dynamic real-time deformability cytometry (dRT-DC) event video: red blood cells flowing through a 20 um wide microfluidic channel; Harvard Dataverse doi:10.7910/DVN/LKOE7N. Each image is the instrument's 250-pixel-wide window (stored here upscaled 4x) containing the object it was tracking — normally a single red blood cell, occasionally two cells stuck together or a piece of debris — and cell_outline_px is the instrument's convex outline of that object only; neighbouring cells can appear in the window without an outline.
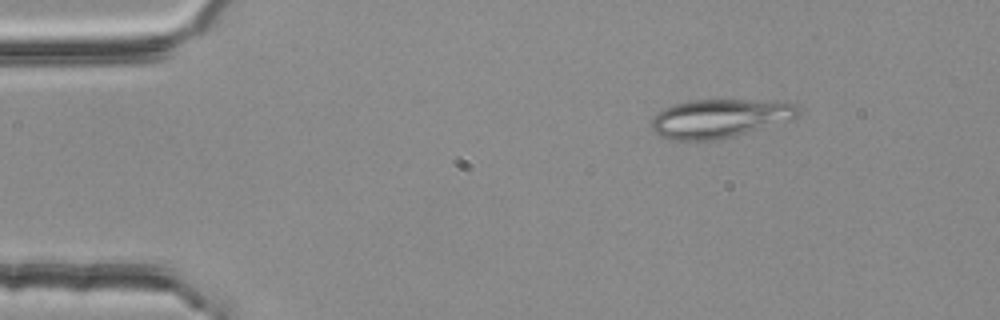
{"species": "common noctule bat (a hibernating species)", "species_latin": "Nyctalus noctula", "temperature_condition": "room temperature", "stored_images_in_passage": 3, "camera_frame_rate_fps": 3000, "um_per_image_px": 0.085, "animal": {"sex": "female", "body_mass_g": 25.1}, "frame": {"image": 1, "passage_image": 1, "time_ms": 0.0, "image_size_px": [1000, 320], "cell_outline_px": [[804, 112], [800, 116], [792, 120], [720, 140], [672, 140], [660, 136], [652, 128], [652, 116], [664, 108], [672, 104], [688, 100], [784, 100], [796, 104]], "centroid_in_image_um": [61.27, 10.05], "position_along_channel_um": 23.7, "area_um2": 33.81}}